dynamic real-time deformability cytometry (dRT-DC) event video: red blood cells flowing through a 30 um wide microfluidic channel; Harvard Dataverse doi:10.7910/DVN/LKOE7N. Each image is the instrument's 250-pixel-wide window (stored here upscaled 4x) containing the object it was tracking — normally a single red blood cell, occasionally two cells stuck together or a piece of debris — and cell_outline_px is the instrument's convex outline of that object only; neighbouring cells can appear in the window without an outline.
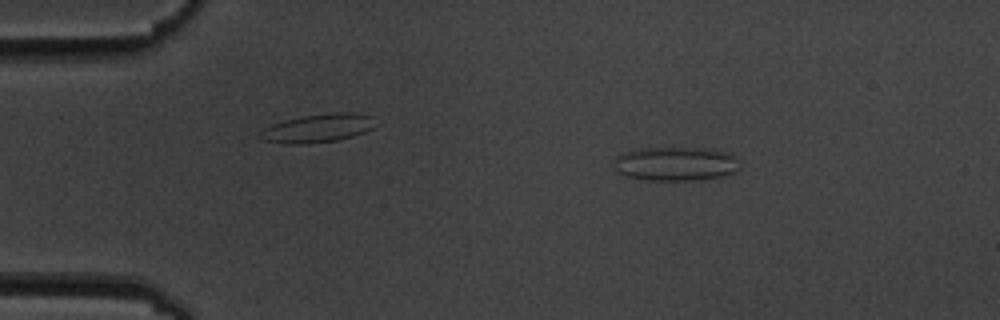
{"species": "common noctule bat (a hibernating species)", "species_latin": "Nyctalus noctula", "temperature_condition": "cold", "stored_images_in_passage": 14, "camera_frame_rate_fps": 3000, "um_per_image_px": 0.085, "animal": {"sex": "male", "body_mass_g": 19.5, "forearm_length_mm": 54.6}, "frame": {"image": 1, "passage_image": 2, "time_ms": 1.0, "image_size_px": [1000, 320], "cell_outline_px": [[740, 168], [732, 172], [720, 176], [696, 180], [648, 180], [628, 176], [616, 172], [616, 160], [624, 152], [636, 148], [704, 148], [728, 152], [736, 160]], "centroid_in_image_um": [57.42, 13.92], "position_along_channel_um": 27.6, "area_um2": 24.51}}
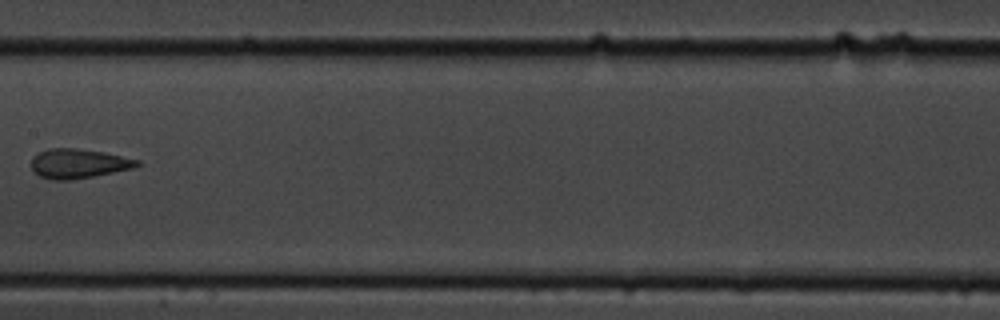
{"frame": {"image": 2, "passage_image": 7, "time_ms": 7.667, "image_size_px": [1000, 320], "cell_outline_px": [[140, 164], [132, 168], [92, 176], [68, 180], [52, 180], [40, 176], [32, 168], [32, 156], [48, 148], [76, 148], [104, 152], [140, 160]], "centroid_in_image_um": [6.65, 13.89], "position_along_channel_um": 200.8, "area_um2": 17.92}}
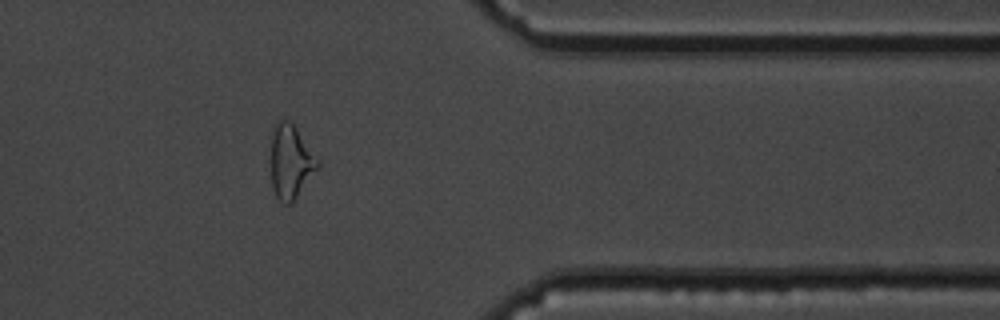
{"frame": {"image": 3, "passage_image": 12, "time_ms": 13.333, "image_size_px": [1000, 320], "cell_outline_px": [[320, 164], [292, 204], [284, 204], [276, 196], [272, 188], [272, 136], [276, 120], [288, 120], [296, 128], [320, 160]], "centroid_in_image_um": [24.72, 13.76], "position_along_channel_um": 386.7, "area_um2": 19.88}, "authors_computed_cell_mechanics": {"area_um2": 18.9584, "velocity_mm_per_s": 3.5323, "shape_relaxation_time_tau1_ms": 3.7509, "shape_relaxation_time_tau2_ms": 1.6288, "deformation_change_tau1": 0.1365, "deformation_change_tau2": 0.0796}}